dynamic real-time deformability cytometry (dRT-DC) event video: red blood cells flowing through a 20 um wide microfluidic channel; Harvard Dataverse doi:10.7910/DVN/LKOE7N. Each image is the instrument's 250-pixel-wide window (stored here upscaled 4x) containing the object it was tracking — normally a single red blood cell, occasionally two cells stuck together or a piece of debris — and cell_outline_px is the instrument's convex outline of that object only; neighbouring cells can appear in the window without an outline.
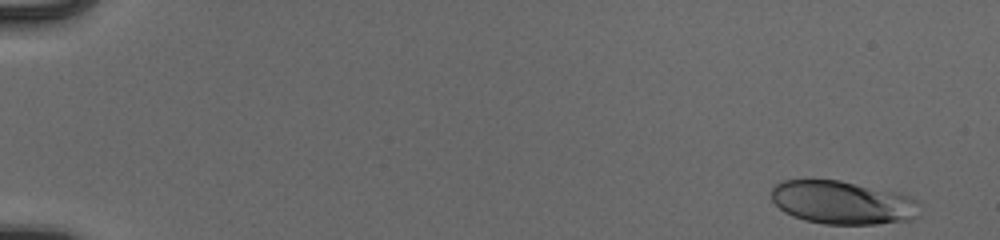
{"species": "human", "species_latin": "Homo sapiens", "temperature_condition": "cold", "stored_images_in_passage": 52, "camera_frame_rate_fps": 3000, "um_per_image_px": 0.085, "donor": {"sex": "male"}, "frame": {"image": 1, "passage_image": 1, "time_ms": 0.0, "image_size_px": [1000, 240], "cell_outline_px": [[920, 216], [912, 220], [876, 224], [824, 224], [804, 220], [792, 216], [784, 212], [772, 200], [772, 188], [776, 184], [784, 180], [840, 180], [900, 192], [916, 200], [920, 204]], "centroid_in_image_um": [71.67, 17.22], "position_along_channel_um": 13.3, "area_um2": 37.86}}
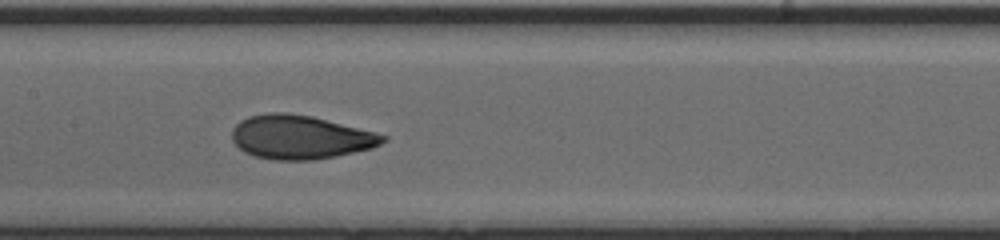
{"frame": {"image": 2, "passage_image": 27, "time_ms": 8.667, "image_size_px": [1000, 240], "cell_outline_px": [[388, 140], [372, 148], [336, 156], [312, 160], [272, 160], [256, 156], [244, 152], [232, 140], [232, 128], [240, 120], [248, 116], [268, 112], [288, 112], [312, 116], [388, 136]], "centroid_in_image_um": [25.49, 11.65], "position_along_channel_um": 181.9, "area_um2": 38.49}}
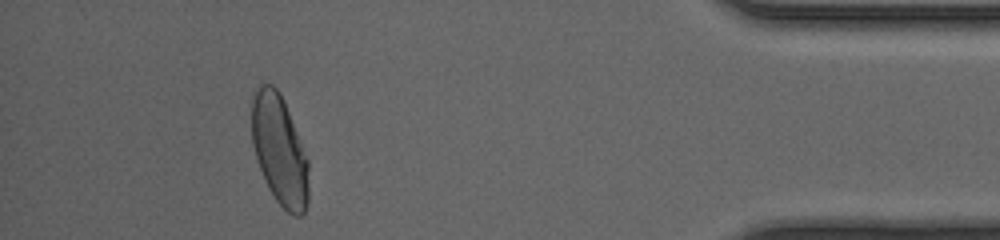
{"frame": {"image": 3, "passage_image": 48, "time_ms": 15.667, "image_size_px": [1000, 240], "cell_outline_px": [[308, 204], [304, 212], [300, 216], [292, 216], [276, 200], [268, 188], [260, 168], [252, 144], [252, 92], [260, 84], [272, 84], [280, 92], [308, 160]], "centroid_in_image_um": [23.75, 12.76], "position_along_channel_um": 411.5, "area_um2": 36.3}, "authors_computed_cell_mechanics": {"area_um2": 37.3677, "velocity_mm_per_s": 3.9311, "shape_relaxation_time_tau1_ms": 3.8041, "shape_relaxation_time_tau2_ms": 0.7862, "deformation_change_tau1": 0.1809, "deformation_change_tau2": 0.0582}}